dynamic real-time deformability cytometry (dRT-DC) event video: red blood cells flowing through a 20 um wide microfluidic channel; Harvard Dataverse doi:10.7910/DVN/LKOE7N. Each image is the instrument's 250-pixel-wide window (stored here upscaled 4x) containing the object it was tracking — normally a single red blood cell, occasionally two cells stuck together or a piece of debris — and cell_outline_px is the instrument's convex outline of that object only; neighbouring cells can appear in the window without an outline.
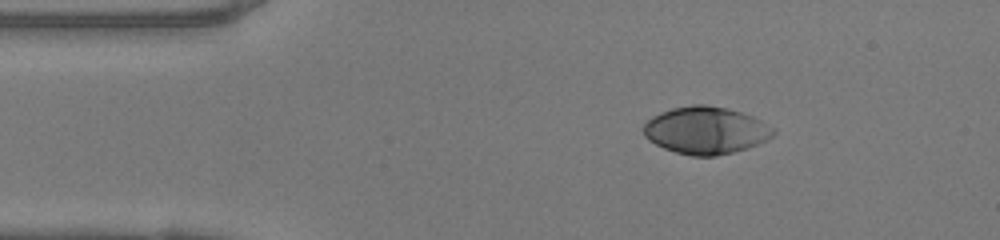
{"species": "human", "species_latin": "Homo sapiens", "temperature_condition": "warm", "stored_images_in_passage": 42, "camera_frame_rate_fps": 3000, "um_per_image_px": 0.085, "donor": {"sex": "female"}, "frame": {"image": 1, "passage_image": 1, "time_ms": 0.0, "image_size_px": [1000, 240], "cell_outline_px": [[776, 132], [772, 136], [756, 144], [732, 152], [716, 156], [692, 156], [676, 152], [664, 148], [648, 140], [644, 136], [644, 124], [652, 116], [660, 112], [672, 108], [692, 104], [708, 104], [740, 112], [752, 116], [776, 128]], "centroid_in_image_um": [59.97, 11.07], "position_along_channel_um": 25.0, "area_um2": 35.6}}
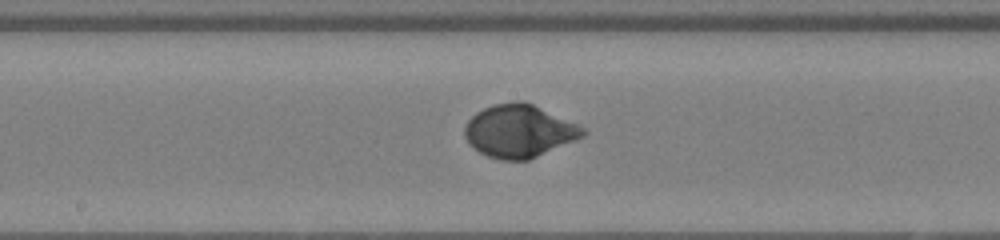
{"frame": {"image": 2, "passage_image": 18, "time_ms": 5.667, "image_size_px": [1000, 240], "cell_outline_px": [[588, 132], [584, 136], [576, 140], [528, 160], [500, 160], [488, 156], [472, 148], [468, 144], [464, 136], [464, 124], [476, 112], [492, 104], [516, 100], [524, 100], [576, 124], [584, 128]], "centroid_in_image_um": [44.09, 11.13], "position_along_channel_um": 204.1, "area_um2": 36.47}}
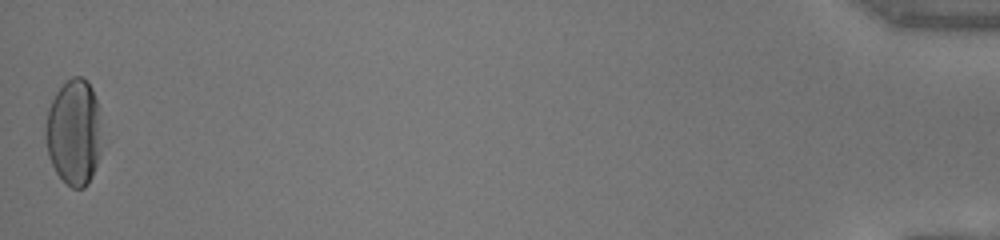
{"frame": {"image": 3, "passage_image": 42, "time_ms": 13.667, "image_size_px": [1000, 240], "cell_outline_px": [[100, 152], [92, 176], [88, 184], [84, 188], [72, 188], [56, 172], [48, 156], [44, 136], [44, 124], [48, 108], [56, 92], [72, 76], [80, 76], [88, 80], [92, 88], [96, 100], [100, 148]], "centroid_in_image_um": [6.23, 11.24], "position_along_channel_um": 429.0, "area_um2": 34.39}, "authors_computed_cell_mechanics": {"area_um2": 34.7378, "velocity_mm_per_s": 4.1333, "shape_relaxation_time_tau1_ms": 3.069, "shape_relaxation_time_tau2_ms": null, "deformation_change_tau1": 0.2204, "deformation_change_tau2": null}}